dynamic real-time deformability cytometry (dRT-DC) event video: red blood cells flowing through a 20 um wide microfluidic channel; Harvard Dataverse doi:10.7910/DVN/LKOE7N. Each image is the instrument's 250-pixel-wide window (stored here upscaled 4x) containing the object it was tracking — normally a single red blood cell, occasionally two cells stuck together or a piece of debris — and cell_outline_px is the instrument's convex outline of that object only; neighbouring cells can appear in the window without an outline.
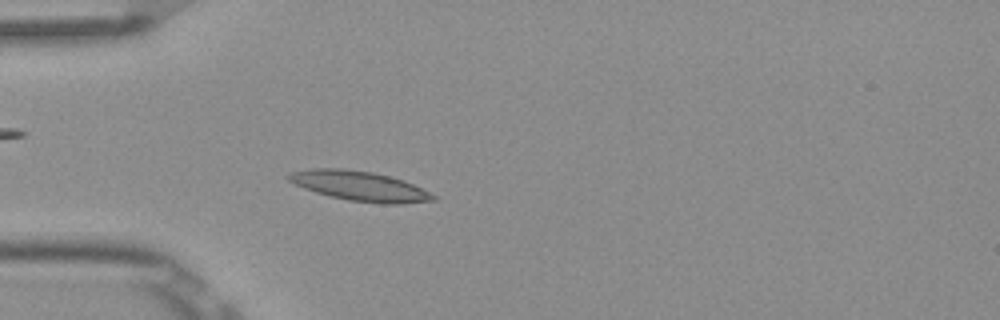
{"species": "Egyptian fruit bat (a non-hibernating species)", "species_latin": "Rousettus aegyptiacus", "temperature_condition": "room temperature", "stored_images_in_passage": 3, "camera_frame_rate_fps": 3000, "um_per_image_px": 0.085, "frame": {"image": 1, "passage_image": 3, "time_ms": 0.667, "image_size_px": [1000, 320], "cell_outline_px": [[436, 200], [400, 204], [380, 204], [348, 200], [316, 192], [304, 188], [288, 180], [284, 176], [288, 172], [312, 168], [344, 168], [372, 172], [404, 180], [436, 196]], "centroid_in_image_um": [30.53, 15.8], "position_along_channel_um": 54.5, "area_um2": 25.03}}